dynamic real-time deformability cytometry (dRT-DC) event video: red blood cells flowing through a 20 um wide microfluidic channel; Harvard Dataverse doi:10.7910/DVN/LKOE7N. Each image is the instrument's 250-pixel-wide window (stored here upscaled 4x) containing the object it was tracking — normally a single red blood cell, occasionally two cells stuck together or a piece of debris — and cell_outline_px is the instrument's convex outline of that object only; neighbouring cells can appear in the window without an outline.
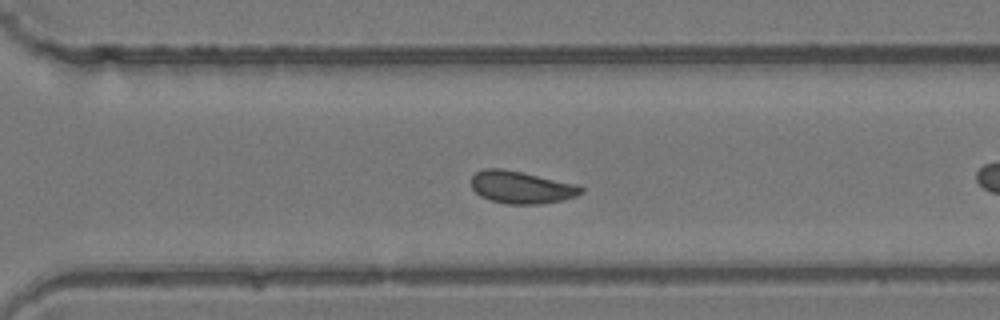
{"species": "common noctule bat (a hibernating species)", "species_latin": "Nyctalus noctula", "temperature_condition": "room temperature", "stored_images_in_passage": 36, "camera_frame_rate_fps": 3000, "um_per_image_px": 0.085, "animal": {"sex": "female", "body_mass_g": 24.6, "forearm_length_mm": 56.2}, "frame": {"image": 1, "passage_image": 21, "time_ms": 6.667, "image_size_px": [1000, 320], "cell_outline_px": [[584, 192], [576, 196], [564, 200], [540, 204], [508, 204], [492, 200], [480, 196], [472, 188], [472, 176], [476, 172], [484, 168], [500, 168], [520, 172], [572, 184], [584, 188]], "centroid_in_image_um": [44.28, 15.93], "position_along_channel_um": 326.3, "area_um2": 20.35}}